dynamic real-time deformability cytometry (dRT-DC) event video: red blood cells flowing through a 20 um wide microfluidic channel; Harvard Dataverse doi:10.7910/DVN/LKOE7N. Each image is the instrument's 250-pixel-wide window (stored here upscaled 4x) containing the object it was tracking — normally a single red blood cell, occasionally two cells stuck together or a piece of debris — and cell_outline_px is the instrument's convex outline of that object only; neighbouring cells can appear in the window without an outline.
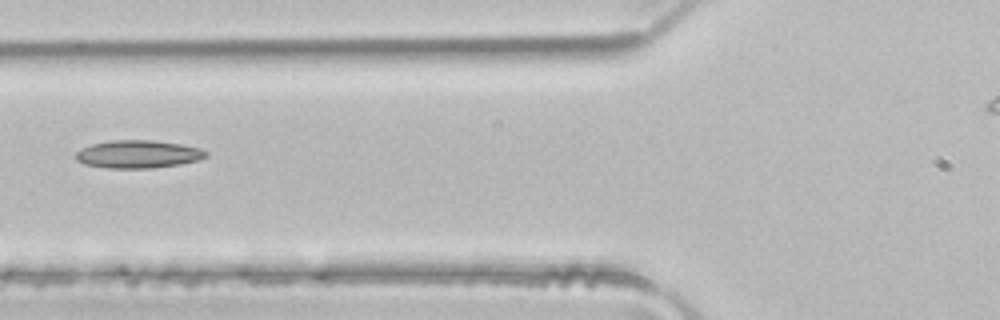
{"species": "common noctule bat (a hibernating species)", "species_latin": "Nyctalus noctula", "temperature_condition": "room temperature", "stored_images_in_passage": 2, "camera_frame_rate_fps": 3000, "um_per_image_px": 0.085, "animal": {"sex": "male", "body_mass_g": 21.5, "forearm_length_mm": 52.0}, "frame": {"image": 1, "passage_image": 2, "time_ms": 0.333, "image_size_px": [1000, 320], "cell_outline_px": [[208, 156], [196, 160], [180, 164], [152, 168], [104, 168], [84, 164], [76, 160], [76, 152], [80, 148], [92, 144], [112, 140], [152, 140], [180, 144], [200, 148], [208, 152]], "centroid_in_image_um": [11.71, 13.11], "position_along_channel_um": 114.1, "area_um2": 21.15}}